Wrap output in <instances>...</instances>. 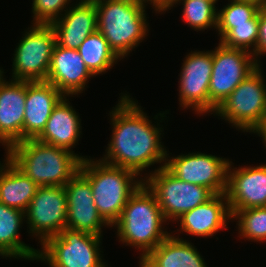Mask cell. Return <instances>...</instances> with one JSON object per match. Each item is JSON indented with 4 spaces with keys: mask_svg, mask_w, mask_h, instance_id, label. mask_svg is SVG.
Returning a JSON list of instances; mask_svg holds the SVG:
<instances>
[{
    "mask_svg": "<svg viewBox=\"0 0 266 267\" xmlns=\"http://www.w3.org/2000/svg\"><path fill=\"white\" fill-rule=\"evenodd\" d=\"M98 14V31L122 60L149 33V23L142 0H94Z\"/></svg>",
    "mask_w": 266,
    "mask_h": 267,
    "instance_id": "5b68a950",
    "label": "cell"
},
{
    "mask_svg": "<svg viewBox=\"0 0 266 267\" xmlns=\"http://www.w3.org/2000/svg\"><path fill=\"white\" fill-rule=\"evenodd\" d=\"M25 221V213L0 202V256L25 260H37L39 249L26 245L19 238V230Z\"/></svg>",
    "mask_w": 266,
    "mask_h": 267,
    "instance_id": "cb8c5ba5",
    "label": "cell"
},
{
    "mask_svg": "<svg viewBox=\"0 0 266 267\" xmlns=\"http://www.w3.org/2000/svg\"><path fill=\"white\" fill-rule=\"evenodd\" d=\"M3 73H4V69L0 68V77L3 75Z\"/></svg>",
    "mask_w": 266,
    "mask_h": 267,
    "instance_id": "e575fe53",
    "label": "cell"
},
{
    "mask_svg": "<svg viewBox=\"0 0 266 267\" xmlns=\"http://www.w3.org/2000/svg\"><path fill=\"white\" fill-rule=\"evenodd\" d=\"M193 243L171 233L142 260L139 267H208Z\"/></svg>",
    "mask_w": 266,
    "mask_h": 267,
    "instance_id": "7402d4cb",
    "label": "cell"
},
{
    "mask_svg": "<svg viewBox=\"0 0 266 267\" xmlns=\"http://www.w3.org/2000/svg\"><path fill=\"white\" fill-rule=\"evenodd\" d=\"M90 158L81 161L79 172L90 182L99 214L112 226L144 180L131 170Z\"/></svg>",
    "mask_w": 266,
    "mask_h": 267,
    "instance_id": "277c9868",
    "label": "cell"
},
{
    "mask_svg": "<svg viewBox=\"0 0 266 267\" xmlns=\"http://www.w3.org/2000/svg\"><path fill=\"white\" fill-rule=\"evenodd\" d=\"M232 220H238L236 225L240 239L266 242V207L239 210L232 216Z\"/></svg>",
    "mask_w": 266,
    "mask_h": 267,
    "instance_id": "4316f807",
    "label": "cell"
},
{
    "mask_svg": "<svg viewBox=\"0 0 266 267\" xmlns=\"http://www.w3.org/2000/svg\"><path fill=\"white\" fill-rule=\"evenodd\" d=\"M33 23L50 24L71 5V0H32Z\"/></svg>",
    "mask_w": 266,
    "mask_h": 267,
    "instance_id": "f546056e",
    "label": "cell"
},
{
    "mask_svg": "<svg viewBox=\"0 0 266 267\" xmlns=\"http://www.w3.org/2000/svg\"><path fill=\"white\" fill-rule=\"evenodd\" d=\"M64 188L67 197L66 228L99 236H103V226L112 228L96 209L90 182L80 172Z\"/></svg>",
    "mask_w": 266,
    "mask_h": 267,
    "instance_id": "9a60e30c",
    "label": "cell"
},
{
    "mask_svg": "<svg viewBox=\"0 0 266 267\" xmlns=\"http://www.w3.org/2000/svg\"><path fill=\"white\" fill-rule=\"evenodd\" d=\"M260 64L214 112L231 126L251 133L266 119V83Z\"/></svg>",
    "mask_w": 266,
    "mask_h": 267,
    "instance_id": "8992f818",
    "label": "cell"
},
{
    "mask_svg": "<svg viewBox=\"0 0 266 267\" xmlns=\"http://www.w3.org/2000/svg\"><path fill=\"white\" fill-rule=\"evenodd\" d=\"M156 196L143 182L130 196L119 219L111 226L117 228L119 242L138 249L140 260L155 249L169 234ZM165 228V230H164Z\"/></svg>",
    "mask_w": 266,
    "mask_h": 267,
    "instance_id": "3957f363",
    "label": "cell"
},
{
    "mask_svg": "<svg viewBox=\"0 0 266 267\" xmlns=\"http://www.w3.org/2000/svg\"><path fill=\"white\" fill-rule=\"evenodd\" d=\"M212 74V50L191 51L183 60L179 74V105L195 114L209 113V82Z\"/></svg>",
    "mask_w": 266,
    "mask_h": 267,
    "instance_id": "4fadbf2b",
    "label": "cell"
},
{
    "mask_svg": "<svg viewBox=\"0 0 266 267\" xmlns=\"http://www.w3.org/2000/svg\"><path fill=\"white\" fill-rule=\"evenodd\" d=\"M95 77L84 64L77 49L55 45L46 82L53 84L64 96L77 97Z\"/></svg>",
    "mask_w": 266,
    "mask_h": 267,
    "instance_id": "e0dca14e",
    "label": "cell"
},
{
    "mask_svg": "<svg viewBox=\"0 0 266 267\" xmlns=\"http://www.w3.org/2000/svg\"><path fill=\"white\" fill-rule=\"evenodd\" d=\"M77 50L84 64L95 77L105 74L118 60H121L99 31L89 35Z\"/></svg>",
    "mask_w": 266,
    "mask_h": 267,
    "instance_id": "d4e9b609",
    "label": "cell"
},
{
    "mask_svg": "<svg viewBox=\"0 0 266 267\" xmlns=\"http://www.w3.org/2000/svg\"><path fill=\"white\" fill-rule=\"evenodd\" d=\"M6 156L39 187L65 186L78 172L81 156L36 139L12 145Z\"/></svg>",
    "mask_w": 266,
    "mask_h": 267,
    "instance_id": "7a4b0ae2",
    "label": "cell"
},
{
    "mask_svg": "<svg viewBox=\"0 0 266 267\" xmlns=\"http://www.w3.org/2000/svg\"><path fill=\"white\" fill-rule=\"evenodd\" d=\"M259 38L257 41V50L255 51V60L260 65V57L266 54V7L259 11Z\"/></svg>",
    "mask_w": 266,
    "mask_h": 267,
    "instance_id": "4dcf8cb0",
    "label": "cell"
},
{
    "mask_svg": "<svg viewBox=\"0 0 266 267\" xmlns=\"http://www.w3.org/2000/svg\"><path fill=\"white\" fill-rule=\"evenodd\" d=\"M228 167L226 196L233 216L237 211L266 207V164Z\"/></svg>",
    "mask_w": 266,
    "mask_h": 267,
    "instance_id": "5bb4252c",
    "label": "cell"
},
{
    "mask_svg": "<svg viewBox=\"0 0 266 267\" xmlns=\"http://www.w3.org/2000/svg\"><path fill=\"white\" fill-rule=\"evenodd\" d=\"M145 4L152 5L154 11L158 14L165 13L166 11L171 10L173 8L174 2L176 0H142Z\"/></svg>",
    "mask_w": 266,
    "mask_h": 267,
    "instance_id": "1f68e13d",
    "label": "cell"
},
{
    "mask_svg": "<svg viewBox=\"0 0 266 267\" xmlns=\"http://www.w3.org/2000/svg\"><path fill=\"white\" fill-rule=\"evenodd\" d=\"M28 233L40 245L58 235L67 224V197L63 186L38 187L25 212Z\"/></svg>",
    "mask_w": 266,
    "mask_h": 267,
    "instance_id": "8fae6325",
    "label": "cell"
},
{
    "mask_svg": "<svg viewBox=\"0 0 266 267\" xmlns=\"http://www.w3.org/2000/svg\"><path fill=\"white\" fill-rule=\"evenodd\" d=\"M26 81L0 77V143L7 151L23 141ZM6 146V147H5Z\"/></svg>",
    "mask_w": 266,
    "mask_h": 267,
    "instance_id": "2e32d148",
    "label": "cell"
},
{
    "mask_svg": "<svg viewBox=\"0 0 266 267\" xmlns=\"http://www.w3.org/2000/svg\"><path fill=\"white\" fill-rule=\"evenodd\" d=\"M183 5V22L188 24L194 31H204L205 29H217L218 9L217 2L205 0H176L174 4Z\"/></svg>",
    "mask_w": 266,
    "mask_h": 267,
    "instance_id": "484cf974",
    "label": "cell"
},
{
    "mask_svg": "<svg viewBox=\"0 0 266 267\" xmlns=\"http://www.w3.org/2000/svg\"><path fill=\"white\" fill-rule=\"evenodd\" d=\"M102 240L99 235L64 228L41 245L37 261L49 267H108L100 253Z\"/></svg>",
    "mask_w": 266,
    "mask_h": 267,
    "instance_id": "52a82bcc",
    "label": "cell"
},
{
    "mask_svg": "<svg viewBox=\"0 0 266 267\" xmlns=\"http://www.w3.org/2000/svg\"><path fill=\"white\" fill-rule=\"evenodd\" d=\"M205 1L217 2L218 0H205Z\"/></svg>",
    "mask_w": 266,
    "mask_h": 267,
    "instance_id": "d590c367",
    "label": "cell"
},
{
    "mask_svg": "<svg viewBox=\"0 0 266 267\" xmlns=\"http://www.w3.org/2000/svg\"><path fill=\"white\" fill-rule=\"evenodd\" d=\"M144 183L156 196L163 217L169 222L176 221L198 205L211 199L215 194L205 186L183 182L162 164L154 171L145 173Z\"/></svg>",
    "mask_w": 266,
    "mask_h": 267,
    "instance_id": "ba28073f",
    "label": "cell"
},
{
    "mask_svg": "<svg viewBox=\"0 0 266 267\" xmlns=\"http://www.w3.org/2000/svg\"><path fill=\"white\" fill-rule=\"evenodd\" d=\"M258 30L259 12L247 23L233 24V28L219 42L226 47L248 51L255 57L259 38Z\"/></svg>",
    "mask_w": 266,
    "mask_h": 267,
    "instance_id": "f1b7e54d",
    "label": "cell"
},
{
    "mask_svg": "<svg viewBox=\"0 0 266 267\" xmlns=\"http://www.w3.org/2000/svg\"><path fill=\"white\" fill-rule=\"evenodd\" d=\"M5 157L0 161V202L25 213L39 186Z\"/></svg>",
    "mask_w": 266,
    "mask_h": 267,
    "instance_id": "603a6c76",
    "label": "cell"
},
{
    "mask_svg": "<svg viewBox=\"0 0 266 267\" xmlns=\"http://www.w3.org/2000/svg\"><path fill=\"white\" fill-rule=\"evenodd\" d=\"M237 1L252 3L257 5L261 9L266 7V0H237Z\"/></svg>",
    "mask_w": 266,
    "mask_h": 267,
    "instance_id": "836d02e7",
    "label": "cell"
},
{
    "mask_svg": "<svg viewBox=\"0 0 266 267\" xmlns=\"http://www.w3.org/2000/svg\"><path fill=\"white\" fill-rule=\"evenodd\" d=\"M127 94L121 93L120 101L109 113L112 135L100 160L142 176L141 172L155 163L165 166L167 150L161 141L164 130L160 122L152 124L147 113Z\"/></svg>",
    "mask_w": 266,
    "mask_h": 267,
    "instance_id": "6da1fadb",
    "label": "cell"
},
{
    "mask_svg": "<svg viewBox=\"0 0 266 267\" xmlns=\"http://www.w3.org/2000/svg\"><path fill=\"white\" fill-rule=\"evenodd\" d=\"M259 64L248 51L230 48L219 42L212 50V74L209 82V113L213 114L232 91Z\"/></svg>",
    "mask_w": 266,
    "mask_h": 267,
    "instance_id": "30bf717a",
    "label": "cell"
},
{
    "mask_svg": "<svg viewBox=\"0 0 266 267\" xmlns=\"http://www.w3.org/2000/svg\"><path fill=\"white\" fill-rule=\"evenodd\" d=\"M228 2L218 11L217 15L216 31L219 32V41L233 28V24L247 23L261 9L257 5L248 2L237 0H228Z\"/></svg>",
    "mask_w": 266,
    "mask_h": 267,
    "instance_id": "83f0119b",
    "label": "cell"
},
{
    "mask_svg": "<svg viewBox=\"0 0 266 267\" xmlns=\"http://www.w3.org/2000/svg\"><path fill=\"white\" fill-rule=\"evenodd\" d=\"M64 95L46 81H26L23 140L36 139Z\"/></svg>",
    "mask_w": 266,
    "mask_h": 267,
    "instance_id": "ffe728a7",
    "label": "cell"
},
{
    "mask_svg": "<svg viewBox=\"0 0 266 267\" xmlns=\"http://www.w3.org/2000/svg\"><path fill=\"white\" fill-rule=\"evenodd\" d=\"M70 104L67 96L58 102L37 141L74 152L72 150L82 134V124L79 114Z\"/></svg>",
    "mask_w": 266,
    "mask_h": 267,
    "instance_id": "44dd1931",
    "label": "cell"
},
{
    "mask_svg": "<svg viewBox=\"0 0 266 267\" xmlns=\"http://www.w3.org/2000/svg\"><path fill=\"white\" fill-rule=\"evenodd\" d=\"M228 220H232V215L226 193L215 194L207 202L183 213L176 220L180 222L177 231L203 238L212 237L221 229H227Z\"/></svg>",
    "mask_w": 266,
    "mask_h": 267,
    "instance_id": "d6986e66",
    "label": "cell"
},
{
    "mask_svg": "<svg viewBox=\"0 0 266 267\" xmlns=\"http://www.w3.org/2000/svg\"><path fill=\"white\" fill-rule=\"evenodd\" d=\"M168 152L165 167L177 178L205 186L214 194L226 193L229 159L201 152L170 157Z\"/></svg>",
    "mask_w": 266,
    "mask_h": 267,
    "instance_id": "7c38bea8",
    "label": "cell"
},
{
    "mask_svg": "<svg viewBox=\"0 0 266 267\" xmlns=\"http://www.w3.org/2000/svg\"><path fill=\"white\" fill-rule=\"evenodd\" d=\"M77 2L72 3V7L50 23L55 32L56 44L61 47L78 49L89 35L98 31V14L94 0Z\"/></svg>",
    "mask_w": 266,
    "mask_h": 267,
    "instance_id": "ac0fdd59",
    "label": "cell"
},
{
    "mask_svg": "<svg viewBox=\"0 0 266 267\" xmlns=\"http://www.w3.org/2000/svg\"><path fill=\"white\" fill-rule=\"evenodd\" d=\"M251 133L262 137V142L264 143V146L266 148V119L260 125H258Z\"/></svg>",
    "mask_w": 266,
    "mask_h": 267,
    "instance_id": "d6a6232c",
    "label": "cell"
},
{
    "mask_svg": "<svg viewBox=\"0 0 266 267\" xmlns=\"http://www.w3.org/2000/svg\"><path fill=\"white\" fill-rule=\"evenodd\" d=\"M23 34L13 54L12 80L46 81L56 45L50 24L32 23Z\"/></svg>",
    "mask_w": 266,
    "mask_h": 267,
    "instance_id": "9c48e42d",
    "label": "cell"
}]
</instances>
